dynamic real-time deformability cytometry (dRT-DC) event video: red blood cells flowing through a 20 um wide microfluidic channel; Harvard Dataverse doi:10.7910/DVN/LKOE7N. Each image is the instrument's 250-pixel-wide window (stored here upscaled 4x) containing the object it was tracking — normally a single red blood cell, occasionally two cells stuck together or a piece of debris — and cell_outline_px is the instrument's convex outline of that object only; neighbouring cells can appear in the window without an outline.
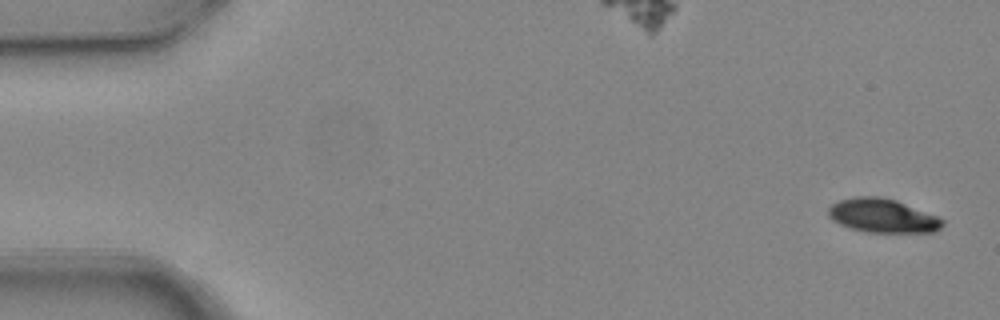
{"species": "common noctule bat (a hibernating species)", "species_latin": "Nyctalus noctula", "temperature_condition": "warm", "stored_images_in_passage": 5, "camera_frame_rate_fps": 3000, "um_per_image_px": 0.085, "animal": {"sex": "female", "body_mass_g": 24.6, "forearm_length_mm": 56.2}, "frame": {"image": 1, "passage_image": 1, "time_ms": 0.0, "image_size_px": [1000, 320], "cell_outline_px": [[944, 224], [936, 232], [868, 232], [852, 228], [840, 224], [832, 220], [828, 216], [828, 208], [832, 204], [840, 200], [856, 196], [880, 196], [896, 200], [936, 216], [944, 220]], "centroid_in_image_um": [75.01, 18.33], "position_along_channel_um": 10.0, "area_um2": 22.37}}
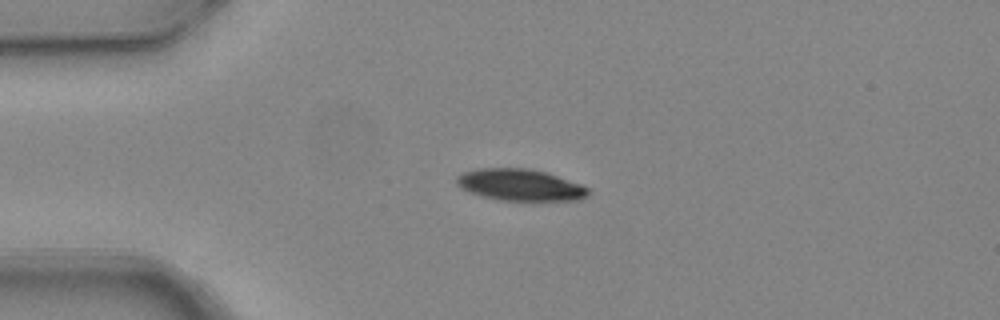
{"frame": {"image": 2, "passage_image": 4, "time_ms": 1.0, "image_size_px": [1000, 320], "cell_outline_px": [[592, 192], [588, 196], [576, 200], [496, 200], [480, 196], [468, 192], [460, 188], [456, 184], [456, 176], [464, 172], [480, 168], [528, 168], [548, 172], [580, 184], [588, 188]], "centroid_in_image_um": [44.19, 15.72], "position_along_channel_um": 40.8, "area_um2": 24.51}}